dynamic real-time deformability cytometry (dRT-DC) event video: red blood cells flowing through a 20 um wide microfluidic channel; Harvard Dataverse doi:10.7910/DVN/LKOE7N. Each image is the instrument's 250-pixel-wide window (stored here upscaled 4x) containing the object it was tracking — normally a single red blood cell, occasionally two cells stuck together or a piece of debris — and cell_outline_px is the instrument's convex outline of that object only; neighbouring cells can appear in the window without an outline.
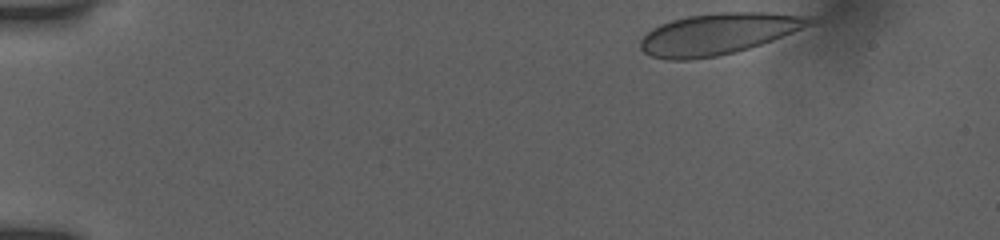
{"species": "human", "species_latin": "Homo sapiens", "temperature_condition": "room temperature", "stored_images_in_passage": 41, "camera_frame_rate_fps": 3000, "um_per_image_px": 0.085, "donor": {"sex": "female"}, "frame": {"image": 1, "passage_image": 1, "time_ms": 0.0, "image_size_px": [1000, 240], "cell_outline_px": [[816, 20], [812, 24], [772, 40], [736, 52], [716, 56], [688, 60], [668, 60], [652, 56], [644, 52], [640, 48], [640, 40], [652, 28], [660, 24], [672, 20], [688, 16], [720, 12], [764, 12], [816, 16]], "centroid_in_image_um": [61.07, 2.87], "position_along_channel_um": 23.9, "area_um2": 40.58}}
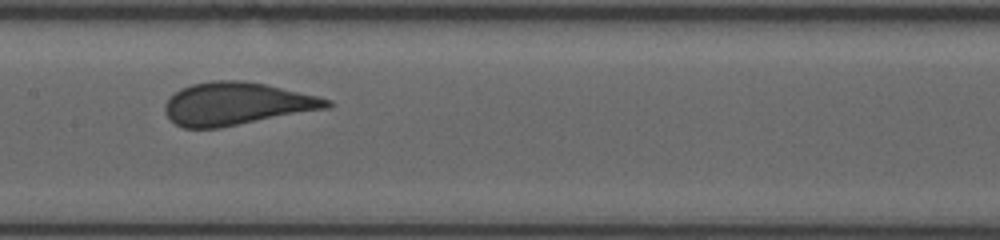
{"frame": {"image": 2, "passage_image": 22, "time_ms": 7.0, "image_size_px": [1000, 240], "cell_outline_px": [[336, 104], [328, 108], [216, 128], [184, 128], [176, 124], [164, 112], [164, 104], [180, 88], [192, 84], [212, 80], [240, 80], [264, 84], [316, 96], [332, 100]], "centroid_in_image_um": [20.1, 8.81], "position_along_channel_um": 187.3, "area_um2": 39.82}}
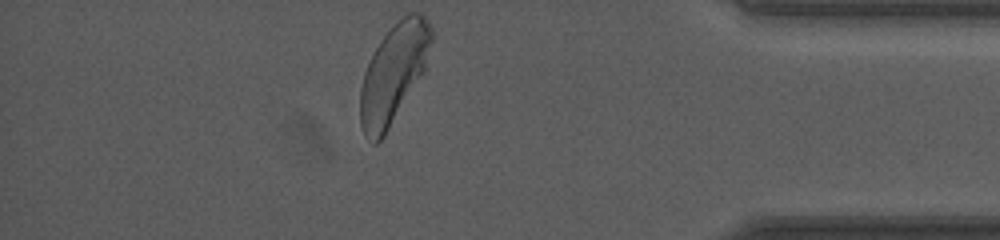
{"frame": {"image": 3, "passage_image": 41, "time_ms": 13.333, "image_size_px": [1000, 240], "cell_outline_px": [[432, 40], [424, 72], [384, 136], [376, 144], [372, 144], [364, 136], [360, 124], [360, 88], [364, 72], [380, 40], [408, 12], [420, 12], [428, 20], [432, 28]], "centroid_in_image_um": [33.45, 6.28], "position_along_channel_um": 401.7, "area_um2": 40.69}, "authors_computed_cell_mechanics": {"area_um2": 40.5756, "velocity_mm_per_s": 3.8454, "shape_relaxation_time_tau1_ms": 4.471, "shape_relaxation_time_tau2_ms": null, "deformation_change_tau1": 0.134, "deformation_change_tau2": null}}